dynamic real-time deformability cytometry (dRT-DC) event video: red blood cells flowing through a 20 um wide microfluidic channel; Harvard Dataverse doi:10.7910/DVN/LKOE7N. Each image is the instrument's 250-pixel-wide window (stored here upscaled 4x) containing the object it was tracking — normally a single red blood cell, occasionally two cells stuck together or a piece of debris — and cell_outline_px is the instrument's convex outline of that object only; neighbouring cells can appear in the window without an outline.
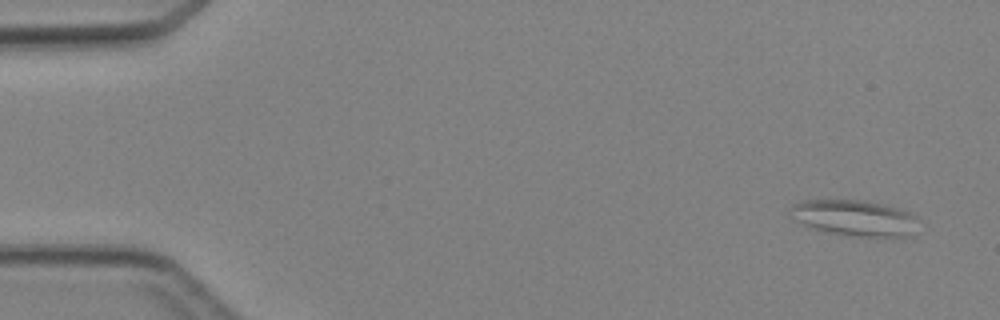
{"species": "Egyptian fruit bat (a non-hibernating species)", "species_latin": "Rousettus aegyptiacus", "temperature_condition": "cold", "stored_images_in_passage": 6, "camera_frame_rate_fps": 3000, "um_per_image_px": 0.085, "animal": {"sex": "female"}, "frame": {"image": 1, "passage_image": 6, "time_ms": 6.667, "image_size_px": [1000, 320], "cell_outline_px": [[916, 236], [852, 236], [824, 232], [812, 228], [792, 220], [788, 212], [792, 204], [804, 200], [864, 200], [896, 208], [908, 212], [916, 216]], "centroid_in_image_um": [72.58, 18.53], "position_along_channel_um": 12.4, "area_um2": 27.05}}